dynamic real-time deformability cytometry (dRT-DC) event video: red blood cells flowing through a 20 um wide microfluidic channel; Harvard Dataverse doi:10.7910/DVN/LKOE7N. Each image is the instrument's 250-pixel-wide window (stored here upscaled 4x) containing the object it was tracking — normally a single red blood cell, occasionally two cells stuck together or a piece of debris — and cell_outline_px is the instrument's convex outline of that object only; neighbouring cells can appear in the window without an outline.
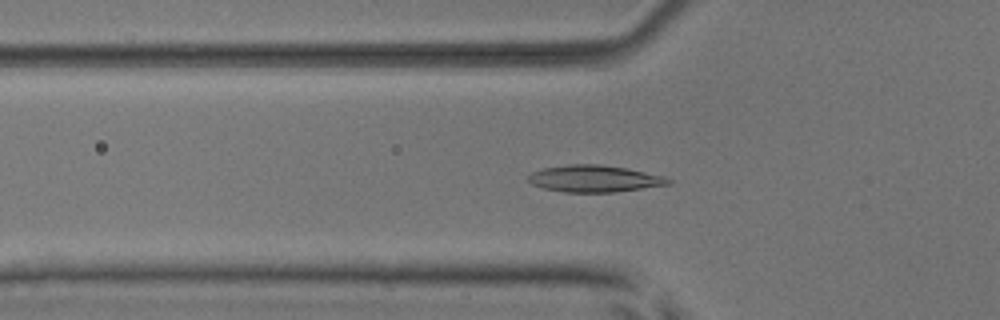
{"species": "common noctule bat (a hibernating species)", "species_latin": "Nyctalus noctula", "temperature_condition": "room temperature", "stored_images_in_passage": 52, "camera_frame_rate_fps": 3000, "um_per_image_px": 0.085, "animal": {"sex": "male", "body_mass_g": 17.9, "forearm_length_mm": 54.2}, "frame": {"image": 1, "passage_image": 18, "time_ms": 5.667, "image_size_px": [1000, 320], "cell_outline_px": [[672, 184], [616, 192], [564, 192], [544, 188], [532, 184], [524, 180], [532, 172], [544, 168], [568, 164], [600, 164], [628, 168], [664, 176], [672, 180]], "centroid_in_image_um": [50.53, 15.18], "position_along_channel_um": 75.3, "area_um2": 22.08}}
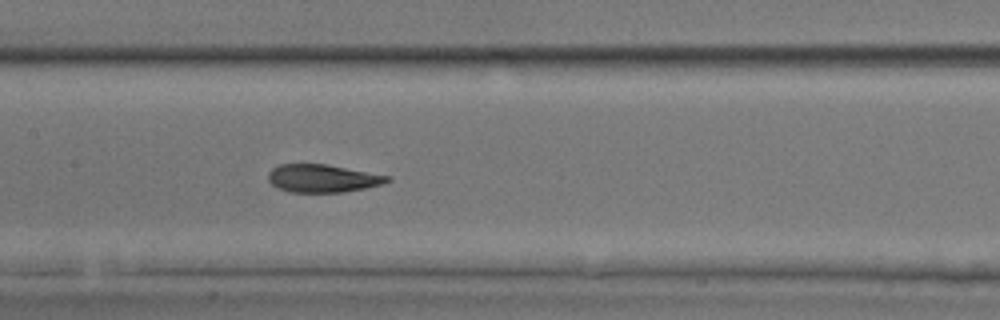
{"frame": {"image": 2, "passage_image": 26, "time_ms": 8.333, "image_size_px": [1000, 320], "cell_outline_px": [[392, 180], [380, 184], [364, 188], [344, 192], [288, 192], [276, 188], [268, 180], [268, 172], [272, 168], [280, 164], [328, 164], [392, 176]], "centroid_in_image_um": [27.41, 15.15], "position_along_channel_um": 180.0, "area_um2": 19.54}}
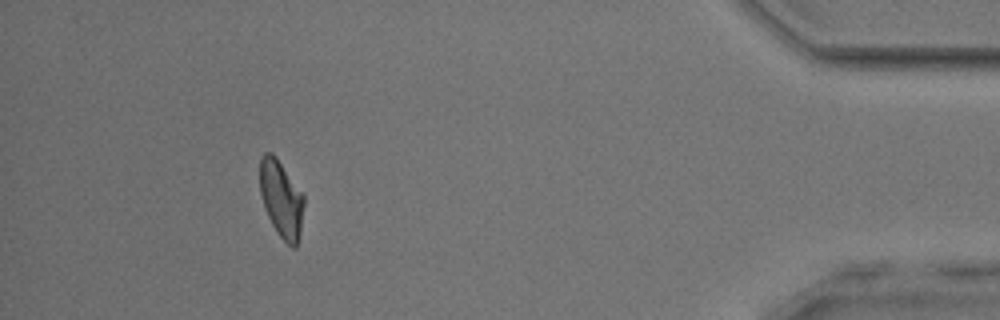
{"frame": {"image": 3, "passage_image": 48, "time_ms": 15.667, "image_size_px": [1000, 320], "cell_outline_px": [[304, 204], [300, 232], [296, 248], [292, 248], [276, 232], [264, 208], [260, 192], [260, 156], [264, 152], [272, 152], [276, 156], [304, 196]], "centroid_in_image_um": [23.89, 16.9], "position_along_channel_um": 411.3, "area_um2": 19.71}, "authors_computed_cell_mechanics": {"area_um2": 20.4901, "velocity_mm_per_s": 3.9236, "shape_relaxation_time_tau1_ms": 10.4235, "shape_relaxation_time_tau2_ms": 1.6504, "deformation_change_tau1": 0.2409, "deformation_change_tau2": 0.0745}}